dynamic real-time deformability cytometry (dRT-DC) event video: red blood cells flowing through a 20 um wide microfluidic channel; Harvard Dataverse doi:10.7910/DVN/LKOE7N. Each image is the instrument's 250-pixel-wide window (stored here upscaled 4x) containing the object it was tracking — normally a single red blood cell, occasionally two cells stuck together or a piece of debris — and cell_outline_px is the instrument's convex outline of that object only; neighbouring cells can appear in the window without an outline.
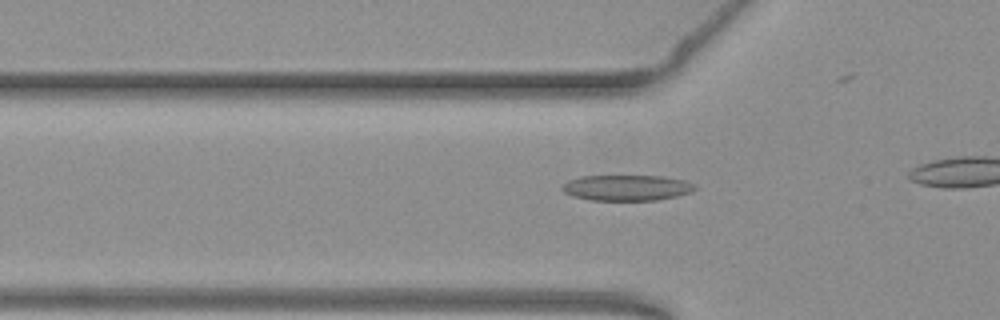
{"species": "common noctule bat (a hibernating species)", "species_latin": "Nyctalus noctula", "temperature_condition": "warm", "stored_images_in_passage": 18, "camera_frame_rate_fps": 3000, "um_per_image_px": 0.085, "animal": {"sex": "female", "body_mass_g": 19.3, "forearm_length_mm": 54.1}, "frame": {"image": 1, "passage_image": 3, "time_ms": 0.667, "image_size_px": [1000, 320], "cell_outline_px": [[696, 188], [688, 192], [676, 196], [656, 200], [592, 200], [572, 196], [564, 192], [560, 188], [568, 180], [580, 176], [664, 176], [684, 180], [696, 184]], "centroid_in_image_um": [53.25, 15.95], "position_along_channel_um": 72.6, "area_um2": 19.83}}
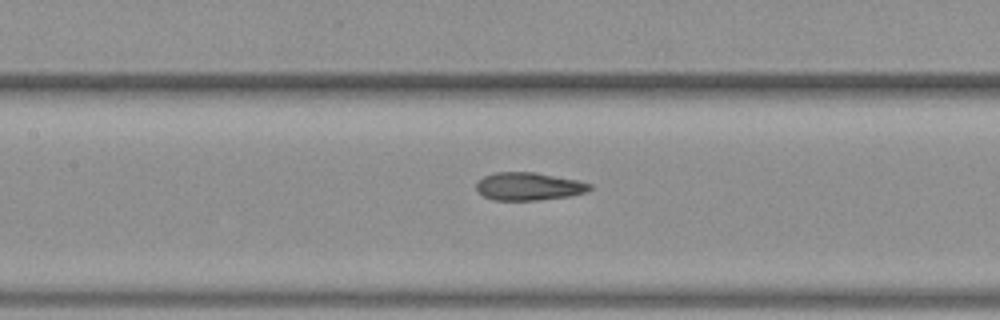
{"frame": {"image": 2, "passage_image": 10, "time_ms": 3.0, "image_size_px": [1000, 320], "cell_outline_px": [[592, 188], [584, 192], [568, 196], [536, 200], [492, 200], [484, 196], [476, 188], [476, 184], [484, 176], [496, 172], [536, 172], [580, 180], [592, 184]], "centroid_in_image_um": [44.96, 15.83], "position_along_channel_um": 162.4, "area_um2": 18.38}}
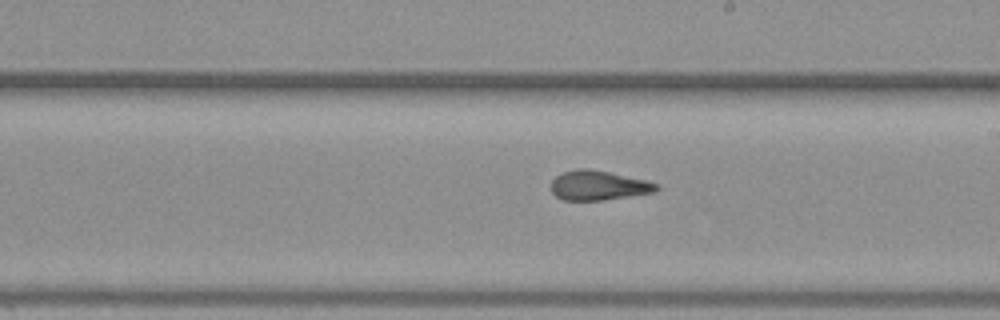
{"frame": {"image": 3, "passage_image": 16, "time_ms": 5.0, "image_size_px": [1000, 320], "cell_outline_px": [[660, 188], [652, 192], [628, 196], [600, 200], [564, 200], [556, 196], [552, 192], [552, 180], [556, 176], [564, 172], [576, 168], [588, 168], [608, 172], [644, 180], [660, 184]], "centroid_in_image_um": [50.84, 15.75], "position_along_channel_um": 238.2, "area_um2": 17.86}}